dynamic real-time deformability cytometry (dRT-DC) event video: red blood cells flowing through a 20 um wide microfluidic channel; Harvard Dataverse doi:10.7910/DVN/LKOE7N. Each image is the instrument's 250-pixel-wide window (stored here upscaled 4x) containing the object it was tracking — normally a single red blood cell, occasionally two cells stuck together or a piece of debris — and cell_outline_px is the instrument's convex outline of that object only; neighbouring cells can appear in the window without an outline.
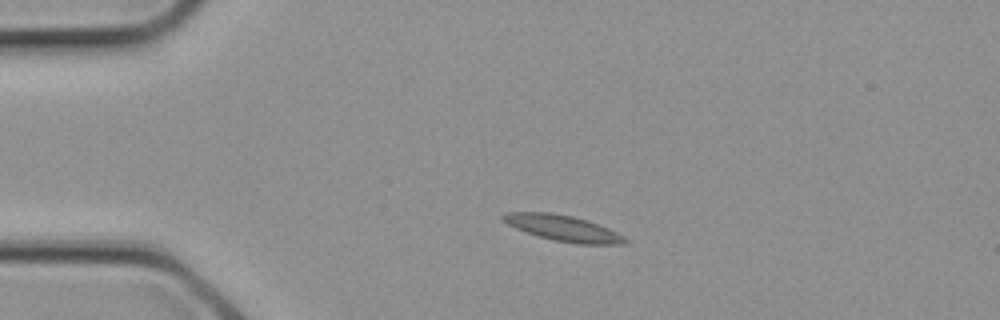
{"species": "common noctule bat (a hibernating species)", "species_latin": "Nyctalus noctula", "temperature_condition": "cold", "stored_images_in_passage": 2, "camera_frame_rate_fps": 3000, "um_per_image_px": 0.085, "animal": {"sex": "female", "body_mass_g": 21.9}, "frame": {"image": 1, "passage_image": 2, "time_ms": 0.333, "image_size_px": [1000, 320], "cell_outline_px": [[628, 240], [624, 244], [580, 244], [552, 240], [516, 228], [500, 220], [500, 216], [508, 212], [552, 212], [572, 216], [588, 220], [608, 228], [624, 236]], "centroid_in_image_um": [47.85, 19.38], "position_along_channel_um": 37.1, "area_um2": 18.32}}